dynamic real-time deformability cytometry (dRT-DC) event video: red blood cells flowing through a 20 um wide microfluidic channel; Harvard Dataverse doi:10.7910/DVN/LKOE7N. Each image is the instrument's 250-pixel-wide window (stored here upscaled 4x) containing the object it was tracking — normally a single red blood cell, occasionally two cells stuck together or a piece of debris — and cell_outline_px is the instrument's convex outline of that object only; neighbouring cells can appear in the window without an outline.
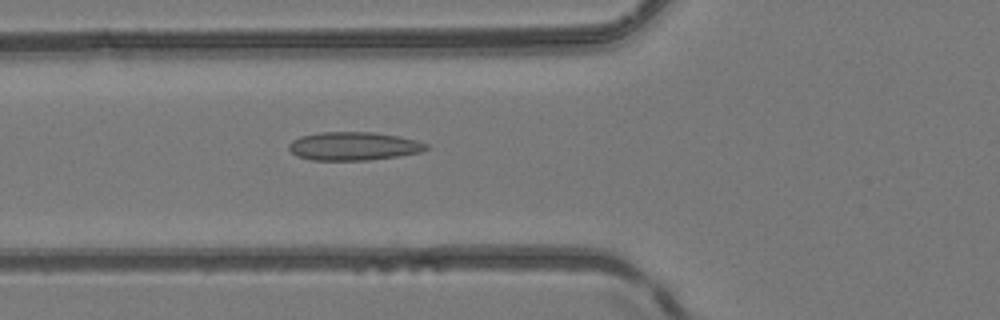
{"species": "common noctule bat (a hibernating species)", "species_latin": "Nyctalus noctula", "temperature_condition": "room temperature", "stored_images_in_passage": 50, "camera_frame_rate_fps": 3000, "um_per_image_px": 0.085, "animal": {"sex": "female", "body_mass_g": 24.6, "forearm_length_mm": 56.2}, "frame": {"image": 1, "passage_image": 19, "time_ms": 6.0, "image_size_px": [1000, 320], "cell_outline_px": [[428, 148], [420, 152], [396, 156], [368, 160], [312, 160], [296, 156], [288, 148], [288, 144], [292, 140], [300, 136], [320, 132], [372, 132], [400, 136], [416, 140], [428, 144]], "centroid_in_image_um": [30.03, 12.42], "position_along_channel_um": 95.8, "area_um2": 22.72}}
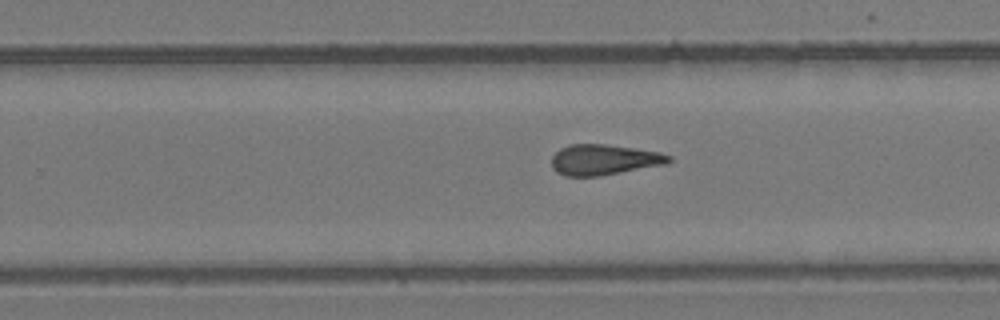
{"frame": {"image": 2, "passage_image": 32, "time_ms": 10.333, "image_size_px": [1000, 320], "cell_outline_px": [[672, 160], [668, 164], [600, 176], [564, 176], [556, 172], [552, 168], [552, 156], [560, 148], [568, 144], [604, 144], [636, 148], [660, 152], [672, 156]], "centroid_in_image_um": [51.35, 13.58], "position_along_channel_um": 278.4, "area_um2": 21.15}}
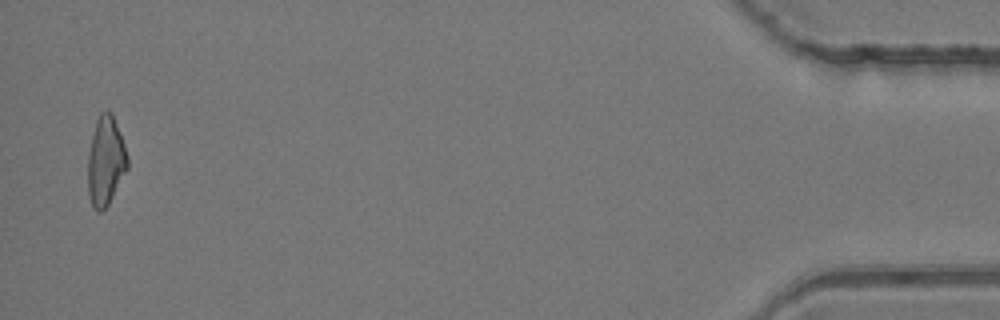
{"frame": {"image": 3, "passage_image": 49, "time_ms": 16.0, "image_size_px": [1000, 320], "cell_outline_px": [[128, 168], [108, 204], [100, 212], [96, 212], [88, 196], [88, 152], [96, 120], [100, 112], [112, 112], [124, 144], [128, 156]], "centroid_in_image_um": [8.97, 13.69], "position_along_channel_um": 426.2, "area_um2": 20.46}, "authors_computed_cell_mechanics": {"area_um2": 21.2126, "velocity_mm_per_s": 4.2066, "shape_relaxation_time_tau1_ms": null, "shape_relaxation_time_tau2_ms": 2.7558, "deformation_change_tau1": null, "deformation_change_tau2": 0.1117}}